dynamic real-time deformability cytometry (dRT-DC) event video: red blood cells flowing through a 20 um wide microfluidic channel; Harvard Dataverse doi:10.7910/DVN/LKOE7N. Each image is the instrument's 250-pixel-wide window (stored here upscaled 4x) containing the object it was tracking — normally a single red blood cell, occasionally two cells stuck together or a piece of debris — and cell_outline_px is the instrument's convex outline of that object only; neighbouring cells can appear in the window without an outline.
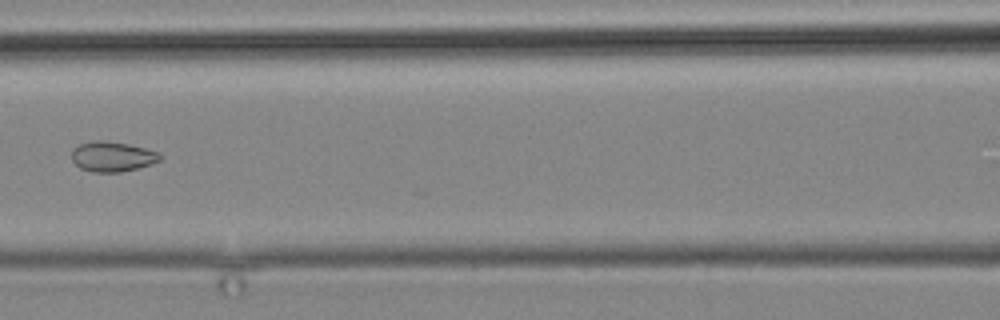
{"species": "common noctule bat (a hibernating species)", "species_latin": "Nyctalus noctula", "temperature_condition": "cold", "stored_images_in_passage": 12, "camera_frame_rate_fps": 3000, "um_per_image_px": 0.085, "animal": {"sex": "male", "body_mass_g": 19.2, "forearm_length_mm": 51.8}, "frame": {"image": 1, "passage_image": 12, "time_ms": 13.667, "image_size_px": [1000, 320], "cell_outline_px": [[160, 160], [136, 168], [120, 172], [92, 172], [80, 168], [72, 160], [72, 148], [80, 144], [92, 140], [104, 140], [128, 144], [160, 152]], "centroid_in_image_um": [9.5, 13.29], "position_along_channel_um": 157.1, "area_um2": 15.37}}